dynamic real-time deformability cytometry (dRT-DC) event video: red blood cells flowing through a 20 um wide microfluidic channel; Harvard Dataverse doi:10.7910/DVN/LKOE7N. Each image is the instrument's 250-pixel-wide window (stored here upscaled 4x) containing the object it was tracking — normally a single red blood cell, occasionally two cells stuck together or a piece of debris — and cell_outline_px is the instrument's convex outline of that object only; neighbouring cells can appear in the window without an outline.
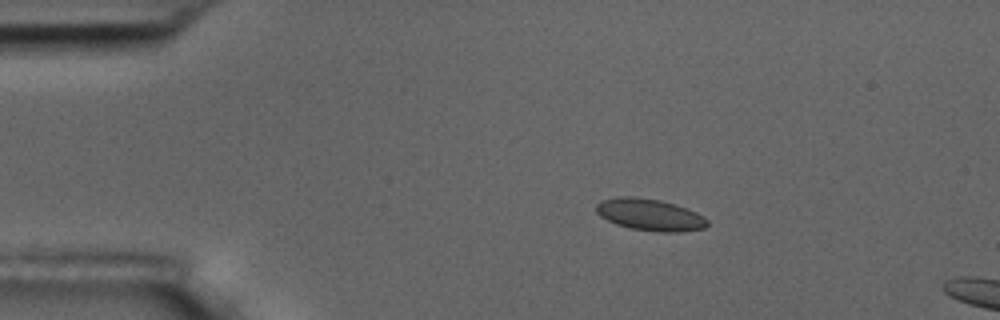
{"species": "common noctule bat (a hibernating species)", "species_latin": "Nyctalus noctula", "temperature_condition": "room temperature", "stored_images_in_passage": 4, "camera_frame_rate_fps": 3000, "um_per_image_px": 0.085, "animal": {"sex": "male", "body_mass_g": 17.5, "forearm_length_mm": 52.3}, "frame": {"image": 1, "passage_image": 2, "time_ms": 1.0, "image_size_px": [1000, 320], "cell_outline_px": [[708, 224], [704, 228], [680, 232], [660, 232], [632, 228], [616, 224], [600, 216], [596, 212], [596, 204], [600, 200], [616, 196], [632, 196], [660, 200], [676, 204], [696, 212], [704, 216], [708, 220]], "centroid_in_image_um": [55.23, 18.24], "position_along_channel_um": 29.8, "area_um2": 20.69}}